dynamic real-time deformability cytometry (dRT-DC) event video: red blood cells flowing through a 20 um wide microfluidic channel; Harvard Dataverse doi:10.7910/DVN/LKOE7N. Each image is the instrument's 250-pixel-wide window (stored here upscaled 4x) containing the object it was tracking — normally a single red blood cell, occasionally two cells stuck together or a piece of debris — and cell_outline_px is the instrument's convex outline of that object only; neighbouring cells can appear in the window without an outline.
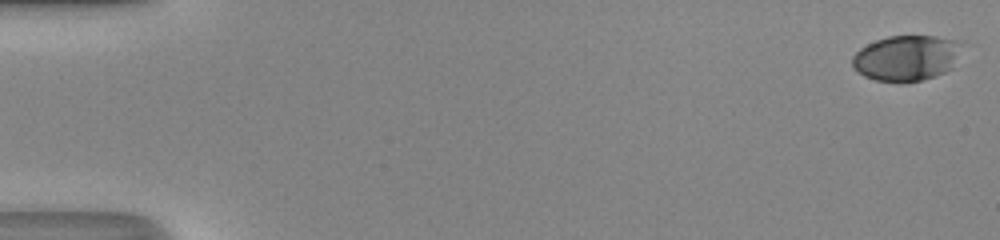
{"species": "human", "species_latin": "Homo sapiens", "temperature_condition": "room temperature", "stored_images_in_passage": 49, "camera_frame_rate_fps": 3000, "um_per_image_px": 0.085, "donor": {"sex": "male"}, "frame": {"image": 1, "passage_image": 1, "time_ms": 0.0, "image_size_px": [1000, 240], "cell_outline_px": [[972, 44], [952, 68], [936, 76], [920, 80], [900, 84], [876, 80], [864, 76], [856, 72], [852, 68], [852, 56], [860, 48], [876, 40], [888, 36], [936, 36], [964, 40]], "centroid_in_image_um": [77.19, 4.92], "position_along_channel_um": 7.8, "area_um2": 30.58}}
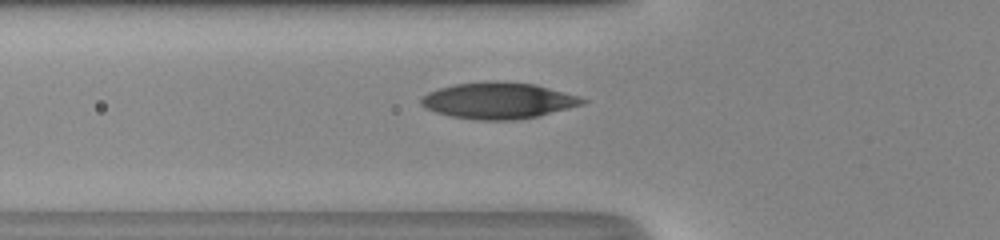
{"frame": {"image": 2, "passage_image": 19, "time_ms": 6.0, "image_size_px": [1000, 240], "cell_outline_px": [[588, 100], [584, 104], [536, 116], [512, 120], [476, 120], [452, 116], [436, 112], [420, 104], [420, 100], [428, 92], [440, 88], [456, 84], [484, 80], [504, 80], [536, 84], [580, 96]], "centroid_in_image_um": [42.38, 8.52], "position_along_channel_um": 83.4, "area_um2": 34.22}}
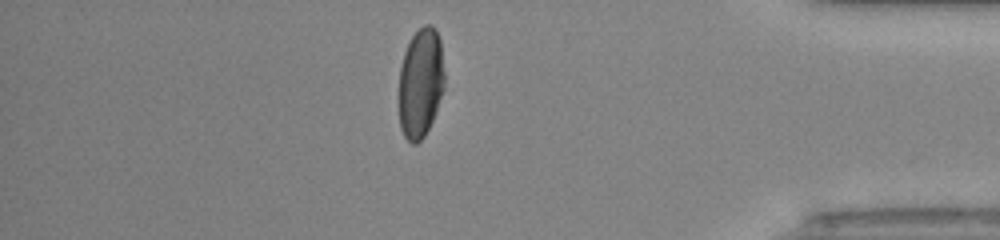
{"frame": {"image": 3, "passage_image": 43, "time_ms": 14.0, "image_size_px": [1000, 240], "cell_outline_px": [[444, 88], [432, 120], [424, 136], [416, 144], [412, 144], [404, 136], [400, 128], [400, 68], [404, 52], [412, 36], [424, 24], [432, 24], [436, 28], [440, 40], [444, 72]], "centroid_in_image_um": [35.76, 7.02], "position_along_channel_um": 399.4, "area_um2": 28.96}, "authors_computed_cell_mechanics": {"area_um2": 32.5414, "velocity_mm_per_s": 4.3599, "shape_relaxation_time_tau1_ms": 5.1607, "shape_relaxation_time_tau2_ms": 0.5612, "deformation_change_tau1": 0.2135, "deformation_change_tau2": 0.0554}}